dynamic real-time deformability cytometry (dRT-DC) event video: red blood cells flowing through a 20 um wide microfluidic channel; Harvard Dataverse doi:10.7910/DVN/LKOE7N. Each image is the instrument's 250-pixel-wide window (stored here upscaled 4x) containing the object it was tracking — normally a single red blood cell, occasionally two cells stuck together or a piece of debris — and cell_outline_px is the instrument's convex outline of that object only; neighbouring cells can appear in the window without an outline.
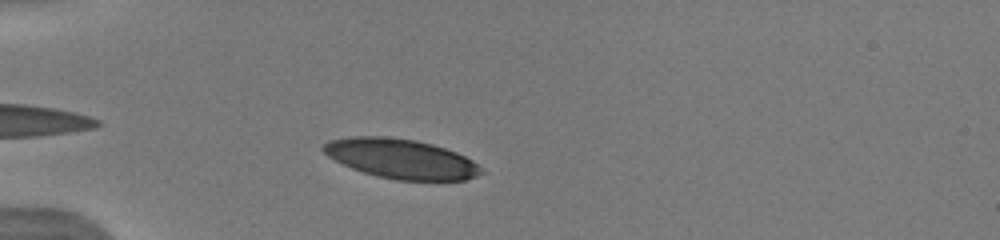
{"species": "human", "species_latin": "Homo sapiens", "temperature_condition": "warm", "stored_images_in_passage": 10, "camera_frame_rate_fps": 3000, "um_per_image_px": 0.085, "donor": {"sex": "male"}, "frame": {"image": 1, "passage_image": 4, "time_ms": 1.0, "image_size_px": [1000, 240], "cell_outline_px": [[484, 172], [476, 176], [464, 180], [396, 180], [364, 172], [352, 168], [328, 156], [320, 148], [328, 140], [352, 136], [384, 136], [416, 140], [432, 144], [456, 152], [472, 160]], "centroid_in_image_um": [34.07, 13.48], "position_along_channel_um": 50.9, "area_um2": 36.13}}